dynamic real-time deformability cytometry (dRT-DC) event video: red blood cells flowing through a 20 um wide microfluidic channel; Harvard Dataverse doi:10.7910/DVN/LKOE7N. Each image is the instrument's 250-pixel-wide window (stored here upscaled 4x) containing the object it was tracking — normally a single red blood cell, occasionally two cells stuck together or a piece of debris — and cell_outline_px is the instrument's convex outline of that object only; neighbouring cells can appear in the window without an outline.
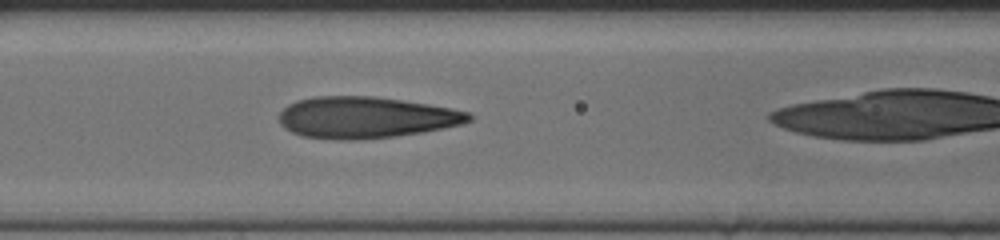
{"species": "human", "species_latin": "Homo sapiens", "temperature_condition": "cold", "stored_images_in_passage": 42, "camera_frame_rate_fps": 3000, "um_per_image_px": 0.085, "donor": {"sex": "female"}, "frame": {"image": 1, "passage_image": 21, "time_ms": 6.667, "image_size_px": [1000, 240], "cell_outline_px": [[472, 120], [460, 124], [424, 132], [396, 136], [360, 140], [340, 140], [304, 136], [292, 132], [284, 128], [280, 124], [280, 112], [288, 104], [296, 100], [312, 96], [372, 96], [428, 104], [452, 108], [468, 112], [472, 116]], "centroid_in_image_um": [31.07, 9.98], "position_along_channel_um": 135.5, "area_um2": 45.84}}
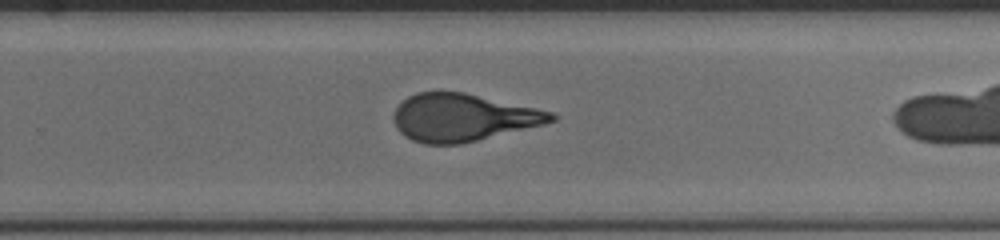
{"frame": {"image": 2, "passage_image": 34, "time_ms": 11.0, "image_size_px": [1000, 240], "cell_outline_px": [[556, 120], [544, 124], [460, 144], [424, 144], [412, 140], [404, 136], [396, 128], [392, 120], [392, 116], [396, 108], [408, 96], [416, 92], [464, 92], [536, 108], [552, 112], [556, 116]], "centroid_in_image_um": [39.3, 9.99], "position_along_channel_um": 290.5, "area_um2": 43.41}}
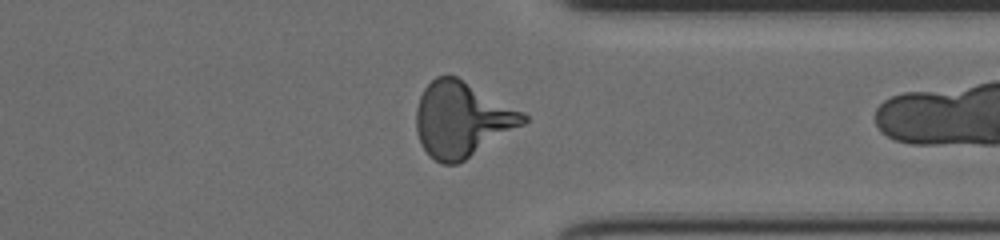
{"frame": {"image": 3, "passage_image": 41, "time_ms": 13.333, "image_size_px": [1000, 240], "cell_outline_px": [[528, 120], [524, 124], [464, 160], [456, 164], [440, 164], [420, 144], [416, 132], [416, 108], [420, 96], [424, 88], [436, 76], [456, 76], [524, 112], [528, 116]], "centroid_in_image_um": [39.25, 10.14], "position_along_channel_um": 372.2, "area_um2": 46.47}}